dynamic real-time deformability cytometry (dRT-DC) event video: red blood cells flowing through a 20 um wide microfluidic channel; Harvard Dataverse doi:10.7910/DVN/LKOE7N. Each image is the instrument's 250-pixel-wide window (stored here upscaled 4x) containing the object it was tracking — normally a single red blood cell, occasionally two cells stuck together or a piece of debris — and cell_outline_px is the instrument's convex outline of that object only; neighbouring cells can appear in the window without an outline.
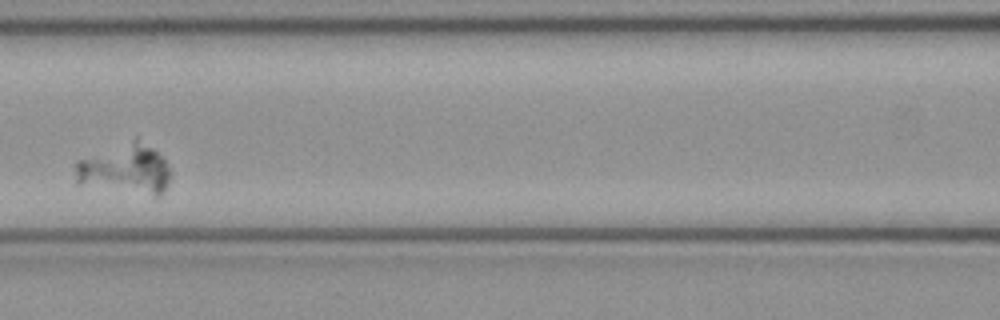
{"species": "common noctule bat (a hibernating species)", "species_latin": "Nyctalus noctula", "temperature_condition": "cold", "stored_images_in_passage": 4, "camera_frame_rate_fps": 3000, "um_per_image_px": 0.085, "animal": {"sex": "female", "body_mass_g": 21.9}, "frame": {"image": 1, "passage_image": 4, "time_ms": 1.0, "image_size_px": [1000, 320], "cell_outline_px": [[172, 176], [164, 192], [156, 196], [76, 184], [76, 160], [136, 136], [152, 148], [164, 160], [172, 172]], "centroid_in_image_um": [10.65, 14.35], "position_along_channel_um": 155.9, "area_um2": 28.15}}